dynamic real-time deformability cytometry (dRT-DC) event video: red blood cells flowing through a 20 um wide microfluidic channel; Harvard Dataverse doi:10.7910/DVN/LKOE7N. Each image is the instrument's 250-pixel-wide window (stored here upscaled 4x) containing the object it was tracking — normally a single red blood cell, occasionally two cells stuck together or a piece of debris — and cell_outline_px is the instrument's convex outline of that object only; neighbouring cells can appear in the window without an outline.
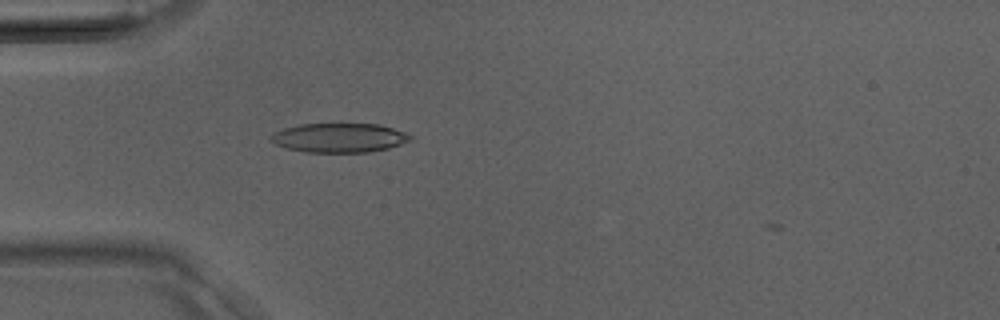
{"species": "Egyptian fruit bat (a non-hibernating species)", "species_latin": "Rousettus aegyptiacus", "temperature_condition": "room temperature", "stored_images_in_passage": 6, "camera_frame_rate_fps": 3000, "um_per_image_px": 0.085, "animal": {"sex": "male"}, "frame": {"image": 1, "passage_image": 5, "time_ms": 1.333, "image_size_px": [1000, 320], "cell_outline_px": [[412, 140], [388, 148], [368, 152], [304, 152], [288, 148], [276, 144], [268, 136], [272, 132], [284, 128], [300, 124], [380, 124], [404, 132], [412, 136]], "centroid_in_image_um": [28.82, 11.71], "position_along_channel_um": 56.2, "area_um2": 23.7}}